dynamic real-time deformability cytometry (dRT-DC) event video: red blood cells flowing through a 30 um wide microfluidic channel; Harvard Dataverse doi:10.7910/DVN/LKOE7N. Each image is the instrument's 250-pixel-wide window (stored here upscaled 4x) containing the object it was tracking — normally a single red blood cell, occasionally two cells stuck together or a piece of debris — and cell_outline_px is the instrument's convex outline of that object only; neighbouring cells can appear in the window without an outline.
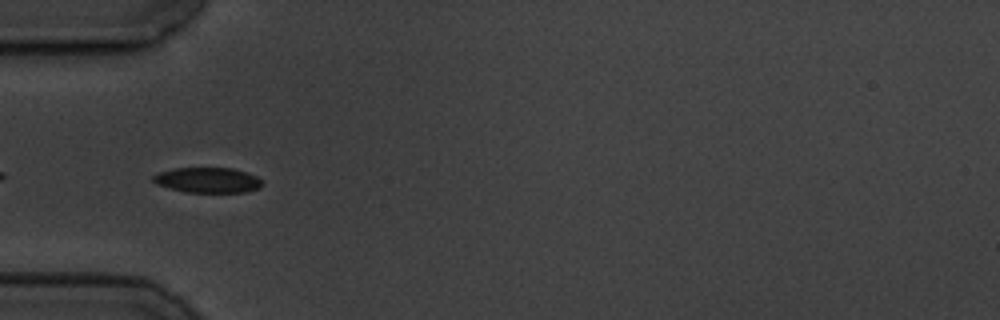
{"species": "common noctule bat (a hibernating species)", "species_latin": "Nyctalus noctula", "temperature_condition": "cold", "stored_images_in_passage": 8, "segment_of_instrument_passage": [2, 2], "camera_frame_rate_fps": 3000, "um_per_image_px": 0.085, "animal": {"sex": "male", "body_mass_g": 19.5, "forearm_length_mm": 54.6}, "frame": {"image": 1, "passage_image": 6, "time_ms": 6.0, "image_size_px": [1000, 320], "cell_outline_px": [[264, 184], [260, 188], [248, 192], [184, 192], [156, 184], [152, 180], [152, 176], [160, 172], [176, 168], [232, 168], [256, 176]], "centroid_in_image_um": [17.66, 15.32], "position_along_channel_um": 67.3, "area_um2": 16.01}}
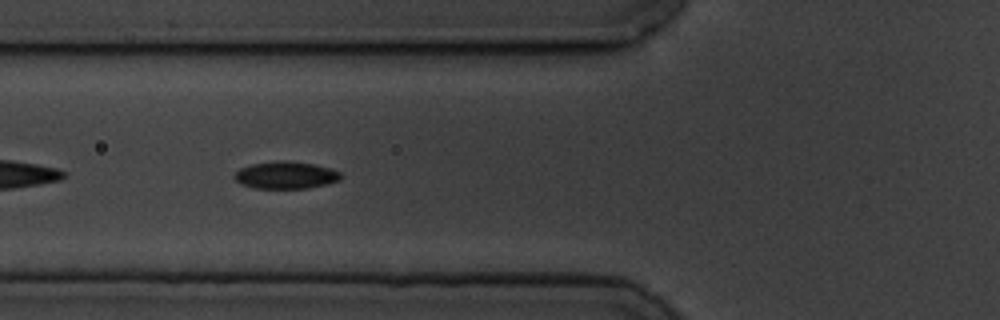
{"frame": {"image": 2, "passage_image": 7, "time_ms": 7.0, "image_size_px": [1000, 320], "cell_outline_px": [[340, 180], [328, 184], [308, 188], [256, 188], [240, 184], [232, 176], [240, 168], [252, 164], [276, 160], [288, 160], [316, 164], [340, 172]], "centroid_in_image_um": [24.28, 14.88], "position_along_channel_um": 101.5, "area_um2": 16.99}}